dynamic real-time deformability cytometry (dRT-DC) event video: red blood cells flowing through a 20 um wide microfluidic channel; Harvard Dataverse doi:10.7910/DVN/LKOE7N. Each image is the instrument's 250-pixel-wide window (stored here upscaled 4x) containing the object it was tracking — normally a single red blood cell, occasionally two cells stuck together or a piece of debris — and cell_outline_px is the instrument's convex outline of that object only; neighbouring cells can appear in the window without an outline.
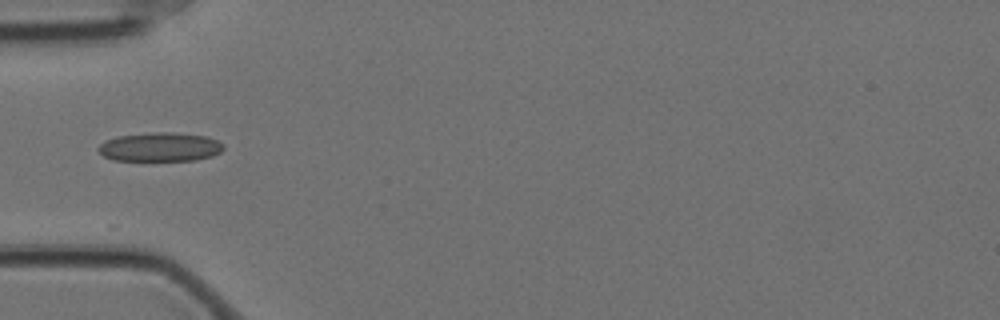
{"species": "Egyptian fruit bat (a non-hibernating species)", "species_latin": "Rousettus aegyptiacus", "temperature_condition": "cold", "stored_images_in_passage": 9, "camera_frame_rate_fps": 3000, "um_per_image_px": 0.085, "animal": {"sex": "female"}, "frame": {"image": 1, "passage_image": 1, "time_ms": 0.0, "image_size_px": [1000, 320], "cell_outline_px": [[224, 148], [220, 152], [212, 156], [196, 160], [112, 160], [104, 156], [96, 148], [104, 140], [116, 136], [152, 132], [172, 132], [208, 136], [224, 144]], "centroid_in_image_um": [13.6, 12.48], "position_along_channel_um": 71.4, "area_um2": 21.27}}
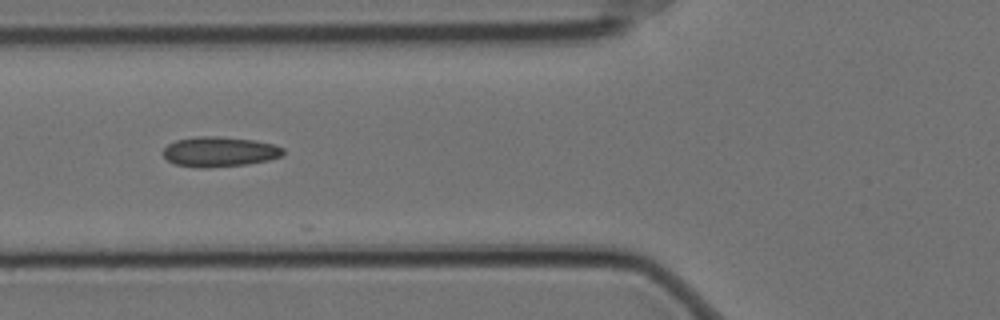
{"frame": {"image": 2, "passage_image": 4, "time_ms": 1.0, "image_size_px": [1000, 320], "cell_outline_px": [[284, 152], [280, 156], [268, 160], [248, 164], [208, 168], [200, 168], [176, 164], [168, 160], [164, 156], [164, 148], [168, 144], [176, 140], [196, 136], [220, 136], [256, 140], [272, 144], [284, 148]], "centroid_in_image_um": [18.66, 12.89], "position_along_channel_um": 107.1, "area_um2": 21.04}}
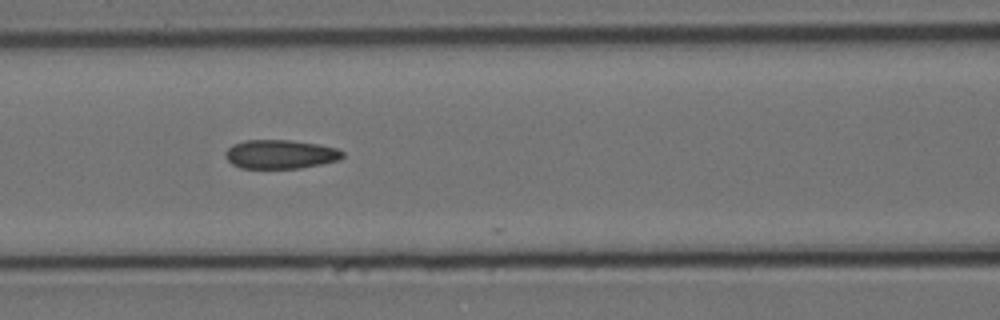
{"frame": {"image": 3, "passage_image": 7, "time_ms": 2.0, "image_size_px": [1000, 320], "cell_outline_px": [[344, 156], [340, 160], [300, 168], [240, 168], [232, 164], [224, 156], [224, 152], [232, 144], [244, 140], [292, 140], [320, 144], [336, 148], [344, 152]], "centroid_in_image_um": [23.82, 13.1], "position_along_channel_um": 142.8, "area_um2": 19.94}}